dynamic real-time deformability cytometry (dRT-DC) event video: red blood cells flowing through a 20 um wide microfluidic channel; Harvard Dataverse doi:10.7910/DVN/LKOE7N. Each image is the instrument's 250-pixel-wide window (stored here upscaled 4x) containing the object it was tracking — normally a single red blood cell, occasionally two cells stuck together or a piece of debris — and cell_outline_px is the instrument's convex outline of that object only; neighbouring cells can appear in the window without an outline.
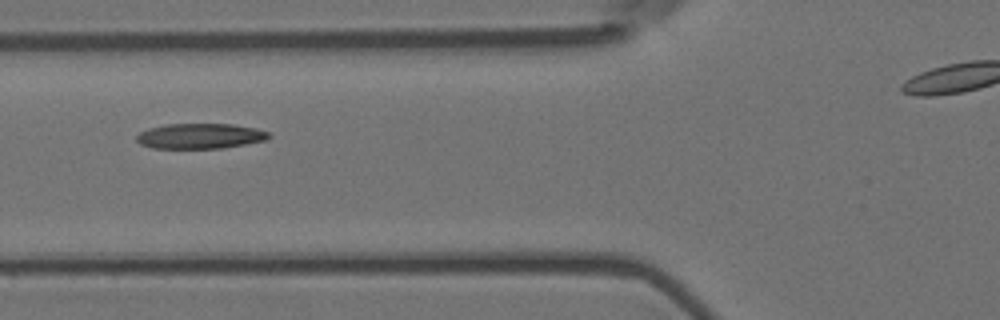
{"species": "Egyptian fruit bat (a non-hibernating species)", "species_latin": "Rousettus aegyptiacus", "temperature_condition": "room temperature", "stored_images_in_passage": 10, "camera_frame_rate_fps": 3000, "um_per_image_px": 0.085, "animal": {"sex": "female"}, "frame": {"image": 1, "passage_image": 2, "time_ms": 0.333, "image_size_px": [1000, 320], "cell_outline_px": [[272, 136], [268, 140], [224, 148], [152, 148], [140, 144], [136, 140], [136, 136], [140, 132], [148, 128], [164, 124], [232, 124], [256, 128], [268, 132]], "centroid_in_image_um": [17.02, 11.56], "position_along_channel_um": 108.8, "area_um2": 19.65}}
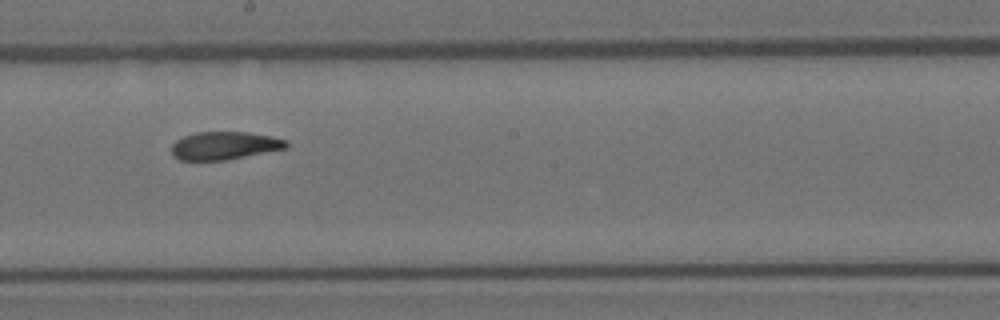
{"frame": {"image": 2, "passage_image": 5, "time_ms": 1.333, "image_size_px": [1000, 320], "cell_outline_px": [[288, 148], [224, 160], [180, 160], [172, 156], [172, 144], [176, 140], [184, 136], [196, 132], [248, 132], [272, 136], [288, 140]], "centroid_in_image_um": [19.09, 12.37], "position_along_channel_um": 229.1, "area_um2": 18.73}}
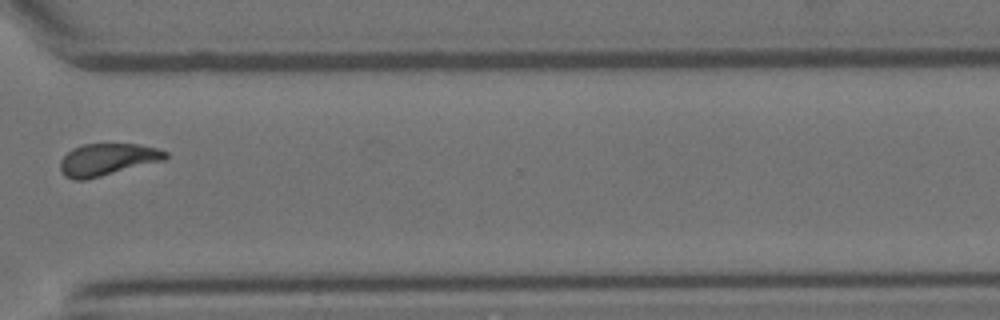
{"frame": {"image": 3, "passage_image": 8, "time_ms": 2.333, "image_size_px": [1000, 320], "cell_outline_px": [[168, 156], [164, 160], [84, 180], [72, 180], [64, 176], [60, 168], [60, 160], [72, 148], [84, 144], [140, 144], [156, 148], [168, 152]], "centroid_in_image_um": [9.1, 13.55], "position_along_channel_um": 361.5, "area_um2": 19.54}}